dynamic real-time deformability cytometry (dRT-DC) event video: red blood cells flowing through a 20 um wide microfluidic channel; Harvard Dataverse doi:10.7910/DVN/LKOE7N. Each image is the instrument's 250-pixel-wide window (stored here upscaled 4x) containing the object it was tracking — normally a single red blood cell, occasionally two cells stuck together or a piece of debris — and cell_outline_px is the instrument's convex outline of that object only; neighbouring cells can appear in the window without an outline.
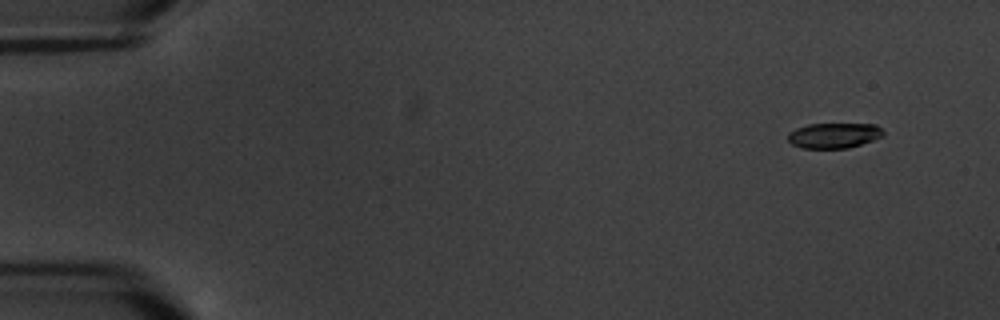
{"species": "common noctule bat (a hibernating species)", "species_latin": "Nyctalus noctula", "temperature_condition": "warm", "stored_images_in_passage": 8, "camera_frame_rate_fps": 3000, "um_per_image_px": 0.085, "animal": {"sex": "male", "body_mass_g": 20.1, "forearm_length_mm": 53.5}, "frame": {"image": 1, "passage_image": 1, "time_ms": 0.0, "image_size_px": [1000, 320], "cell_outline_px": [[884, 136], [848, 148], [804, 148], [792, 144], [788, 140], [788, 132], [796, 128], [808, 124], [876, 124], [884, 132]], "centroid_in_image_um": [70.88, 11.51], "position_along_channel_um": 14.1, "area_um2": 13.99}}
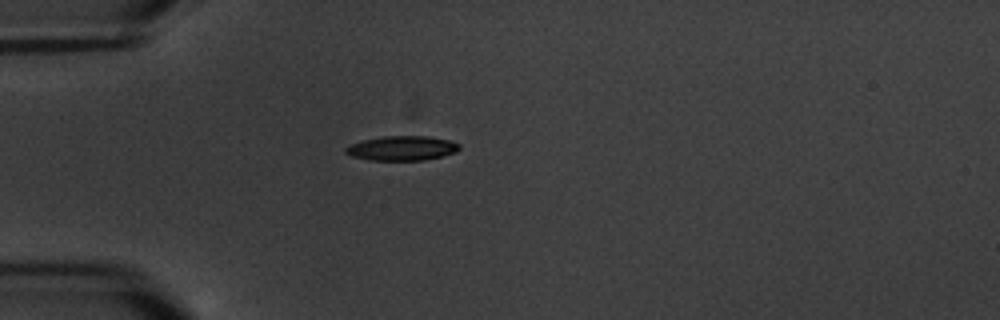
{"frame": {"image": 2, "passage_image": 4, "time_ms": 4.333, "image_size_px": [1000, 320], "cell_outline_px": [[460, 148], [456, 152], [424, 160], [368, 160], [352, 156], [344, 152], [344, 148], [352, 144], [364, 140], [384, 136], [428, 136], [448, 140], [460, 144]], "centroid_in_image_um": [34.16, 12.6], "position_along_channel_um": 50.8, "area_um2": 16.13}}
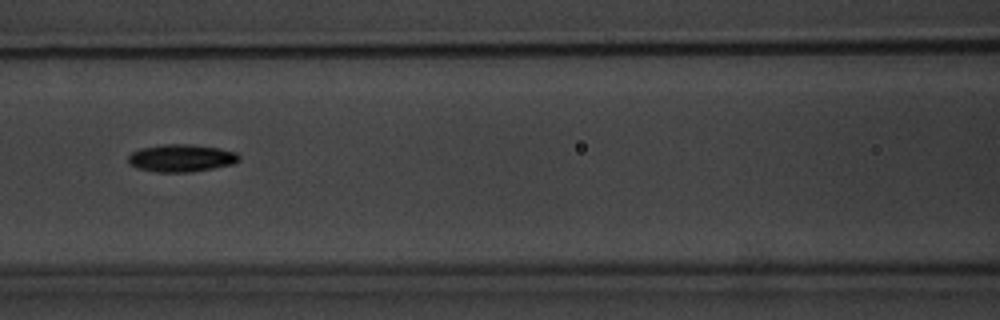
{"frame": {"image": 3, "passage_image": 7, "time_ms": 7.667, "image_size_px": [1000, 320], "cell_outline_px": [[240, 160], [232, 164], [212, 168], [188, 172], [156, 172], [136, 168], [128, 164], [128, 156], [132, 152], [140, 148], [164, 144], [192, 144], [220, 148], [236, 152], [240, 156]], "centroid_in_image_um": [15.39, 13.43], "position_along_channel_um": 151.2, "area_um2": 17.86}}